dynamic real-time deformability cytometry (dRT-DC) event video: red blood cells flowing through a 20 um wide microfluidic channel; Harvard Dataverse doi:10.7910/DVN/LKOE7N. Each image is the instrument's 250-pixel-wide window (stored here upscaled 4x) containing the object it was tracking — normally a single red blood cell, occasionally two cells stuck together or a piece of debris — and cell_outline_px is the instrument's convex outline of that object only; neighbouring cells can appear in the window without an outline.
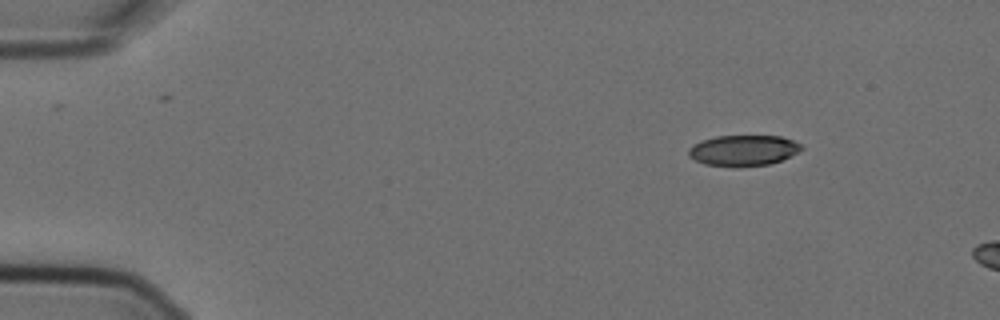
{"species": "Egyptian fruit bat (a non-hibernating species)", "species_latin": "Rousettus aegyptiacus", "temperature_condition": "cold", "stored_images_in_passage": 3, "camera_frame_rate_fps": 3000, "um_per_image_px": 0.085, "animal": {"sex": "female"}, "frame": {"image": 1, "passage_image": 1, "time_ms": 0.0, "image_size_px": [1000, 320], "cell_outline_px": [[804, 148], [780, 160], [768, 164], [704, 164], [688, 156], [688, 148], [692, 144], [716, 136], [780, 136], [792, 140], [800, 144]], "centroid_in_image_um": [63.16, 12.74], "position_along_channel_um": 21.8, "area_um2": 19.31}}